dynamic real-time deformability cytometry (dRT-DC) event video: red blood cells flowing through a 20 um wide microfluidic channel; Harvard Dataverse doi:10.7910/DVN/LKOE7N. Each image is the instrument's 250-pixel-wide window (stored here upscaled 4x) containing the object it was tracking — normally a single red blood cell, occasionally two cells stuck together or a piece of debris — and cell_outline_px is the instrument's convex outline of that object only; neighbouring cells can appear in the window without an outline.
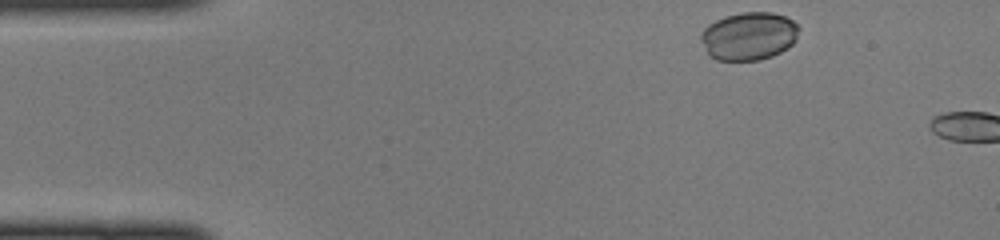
{"species": "common noctule bat (a hibernating species)", "species_latin": "Nyctalus noctula", "temperature_condition": "cold", "stored_images_in_passage": 3, "camera_frame_rate_fps": 3000, "um_per_image_px": 0.085, "animal": {"sex": "female", "body_mass_g": 22.0, "forearm_length_mm": 56.7}, "frame": {"image": 1, "passage_image": 1, "time_ms": 0.0, "image_size_px": [1000, 240], "cell_outline_px": [[800, 28], [796, 40], [788, 48], [772, 56], [760, 60], [716, 60], [708, 56], [700, 40], [700, 32], [708, 24], [724, 16], [744, 12], [772, 12], [784, 16], [792, 20]], "centroid_in_image_um": [63.63, 3.07], "position_along_channel_um": 21.4, "area_um2": 27.74}}